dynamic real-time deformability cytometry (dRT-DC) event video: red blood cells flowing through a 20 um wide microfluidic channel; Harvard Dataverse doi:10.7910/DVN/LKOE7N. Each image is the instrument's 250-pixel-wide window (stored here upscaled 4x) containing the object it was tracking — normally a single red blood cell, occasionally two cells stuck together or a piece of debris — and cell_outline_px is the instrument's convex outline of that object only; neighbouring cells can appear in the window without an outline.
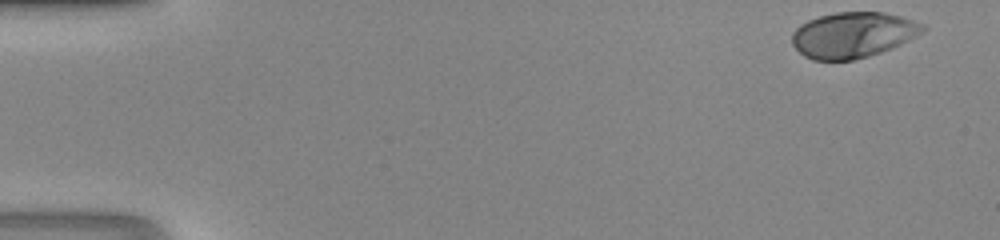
{"species": "human", "species_latin": "Homo sapiens", "temperature_condition": "room temperature", "stored_images_in_passage": 39, "camera_frame_rate_fps": 3000, "um_per_image_px": 0.085, "donor": {"sex": "male"}, "frame": {"image": 1, "passage_image": 1, "time_ms": 0.0, "image_size_px": [1000, 240], "cell_outline_px": [[924, 32], [892, 48], [868, 56], [852, 60], [812, 60], [804, 56], [792, 44], [792, 32], [800, 24], [808, 20], [820, 16], [836, 12], [884, 12], [900, 16], [924, 24]], "centroid_in_image_um": [72.48, 2.96], "position_along_channel_um": 12.5, "area_um2": 34.68}}
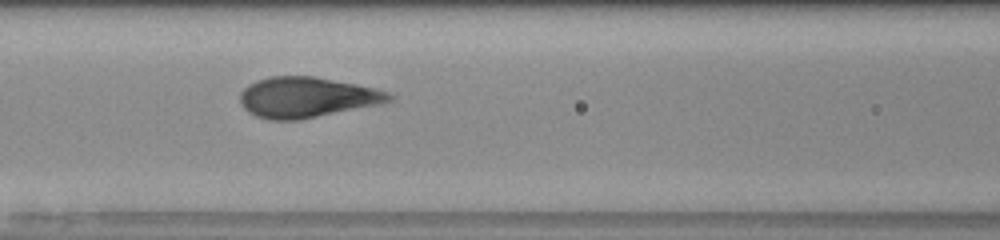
{"frame": {"image": 2, "passage_image": 20, "time_ms": 6.333, "image_size_px": [1000, 240], "cell_outline_px": [[396, 96], [392, 100], [384, 104], [300, 120], [268, 120], [256, 116], [248, 112], [240, 104], [240, 92], [248, 84], [256, 80], [272, 76], [312, 76], [356, 84], [388, 92]], "centroid_in_image_um": [26.08, 8.29], "position_along_channel_um": 140.5, "area_um2": 35.49}}
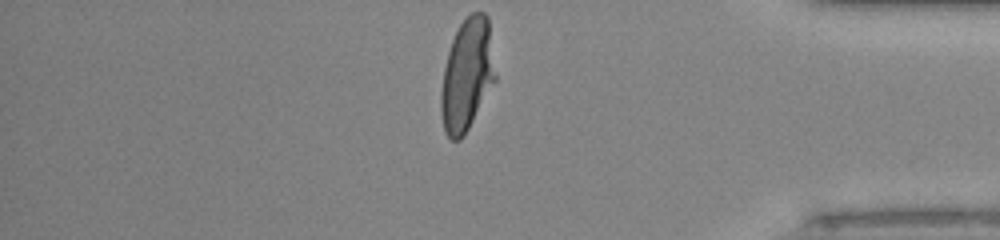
{"frame": {"image": 3, "passage_image": 39, "time_ms": 12.667, "image_size_px": [1000, 240], "cell_outline_px": [[496, 80], [464, 136], [460, 140], [452, 140], [444, 132], [440, 112], [440, 92], [444, 68], [448, 52], [452, 40], [460, 24], [472, 12], [484, 12], [488, 16], [496, 76]], "centroid_in_image_um": [39.69, 6.39], "position_along_channel_um": 395.5, "area_um2": 35.55}}